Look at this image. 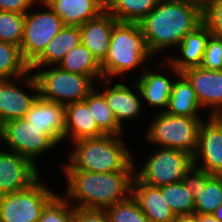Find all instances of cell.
Masks as SVG:
<instances>
[{"instance_id": "1", "label": "cell", "mask_w": 222, "mask_h": 222, "mask_svg": "<svg viewBox=\"0 0 222 222\" xmlns=\"http://www.w3.org/2000/svg\"><path fill=\"white\" fill-rule=\"evenodd\" d=\"M203 23V7L186 0H160L139 22L153 55L170 46L177 47Z\"/></svg>"}, {"instance_id": "2", "label": "cell", "mask_w": 222, "mask_h": 222, "mask_svg": "<svg viewBox=\"0 0 222 222\" xmlns=\"http://www.w3.org/2000/svg\"><path fill=\"white\" fill-rule=\"evenodd\" d=\"M63 171L67 179V188L63 197L69 202L72 200L78 202L74 207L106 209L131 195L135 171L106 173Z\"/></svg>"}, {"instance_id": "3", "label": "cell", "mask_w": 222, "mask_h": 222, "mask_svg": "<svg viewBox=\"0 0 222 222\" xmlns=\"http://www.w3.org/2000/svg\"><path fill=\"white\" fill-rule=\"evenodd\" d=\"M121 135H103L96 138L80 139L74 142L68 164L64 170L86 172L135 171L132 154L124 145Z\"/></svg>"}, {"instance_id": "4", "label": "cell", "mask_w": 222, "mask_h": 222, "mask_svg": "<svg viewBox=\"0 0 222 222\" xmlns=\"http://www.w3.org/2000/svg\"><path fill=\"white\" fill-rule=\"evenodd\" d=\"M153 56L139 23L117 22L112 29L108 54L101 63L103 78L123 76Z\"/></svg>"}, {"instance_id": "5", "label": "cell", "mask_w": 222, "mask_h": 222, "mask_svg": "<svg viewBox=\"0 0 222 222\" xmlns=\"http://www.w3.org/2000/svg\"><path fill=\"white\" fill-rule=\"evenodd\" d=\"M29 68L33 73L39 87V97L56 102L58 104L68 105L70 103L83 101L94 89L91 76L71 73L62 70L59 66L52 69Z\"/></svg>"}, {"instance_id": "6", "label": "cell", "mask_w": 222, "mask_h": 222, "mask_svg": "<svg viewBox=\"0 0 222 222\" xmlns=\"http://www.w3.org/2000/svg\"><path fill=\"white\" fill-rule=\"evenodd\" d=\"M146 130V139L159 147L172 148L192 157L197 149L198 130L202 119L175 116L161 112Z\"/></svg>"}, {"instance_id": "7", "label": "cell", "mask_w": 222, "mask_h": 222, "mask_svg": "<svg viewBox=\"0 0 222 222\" xmlns=\"http://www.w3.org/2000/svg\"><path fill=\"white\" fill-rule=\"evenodd\" d=\"M40 177L28 188L0 195V222H39L42 210L57 195Z\"/></svg>"}, {"instance_id": "8", "label": "cell", "mask_w": 222, "mask_h": 222, "mask_svg": "<svg viewBox=\"0 0 222 222\" xmlns=\"http://www.w3.org/2000/svg\"><path fill=\"white\" fill-rule=\"evenodd\" d=\"M153 153L143 167L134 172L141 183L150 186L161 187L181 182L193 164V157L180 150L159 147Z\"/></svg>"}, {"instance_id": "9", "label": "cell", "mask_w": 222, "mask_h": 222, "mask_svg": "<svg viewBox=\"0 0 222 222\" xmlns=\"http://www.w3.org/2000/svg\"><path fill=\"white\" fill-rule=\"evenodd\" d=\"M39 3L45 7V10L41 12L28 11L25 14L20 52L23 60L28 65L43 52L46 45L65 26L62 19L46 1L39 0Z\"/></svg>"}, {"instance_id": "10", "label": "cell", "mask_w": 222, "mask_h": 222, "mask_svg": "<svg viewBox=\"0 0 222 222\" xmlns=\"http://www.w3.org/2000/svg\"><path fill=\"white\" fill-rule=\"evenodd\" d=\"M4 141L10 151L28 158H36L57 144L39 128L24 118L9 120L0 126V142Z\"/></svg>"}, {"instance_id": "11", "label": "cell", "mask_w": 222, "mask_h": 222, "mask_svg": "<svg viewBox=\"0 0 222 222\" xmlns=\"http://www.w3.org/2000/svg\"><path fill=\"white\" fill-rule=\"evenodd\" d=\"M193 164L208 174L222 175V116L209 115L201 121Z\"/></svg>"}, {"instance_id": "12", "label": "cell", "mask_w": 222, "mask_h": 222, "mask_svg": "<svg viewBox=\"0 0 222 222\" xmlns=\"http://www.w3.org/2000/svg\"><path fill=\"white\" fill-rule=\"evenodd\" d=\"M30 73L29 71L22 76V83L24 82L25 86L36 92L33 95L23 92L17 83L15 85L13 79L0 80V126L9 120L23 118L39 98L38 83L34 74L30 75Z\"/></svg>"}, {"instance_id": "13", "label": "cell", "mask_w": 222, "mask_h": 222, "mask_svg": "<svg viewBox=\"0 0 222 222\" xmlns=\"http://www.w3.org/2000/svg\"><path fill=\"white\" fill-rule=\"evenodd\" d=\"M38 169L16 152L0 151V195L28 188L40 177Z\"/></svg>"}, {"instance_id": "14", "label": "cell", "mask_w": 222, "mask_h": 222, "mask_svg": "<svg viewBox=\"0 0 222 222\" xmlns=\"http://www.w3.org/2000/svg\"><path fill=\"white\" fill-rule=\"evenodd\" d=\"M182 74L192 84L200 106L209 107L210 116H222V71L198 66L188 68Z\"/></svg>"}, {"instance_id": "15", "label": "cell", "mask_w": 222, "mask_h": 222, "mask_svg": "<svg viewBox=\"0 0 222 222\" xmlns=\"http://www.w3.org/2000/svg\"><path fill=\"white\" fill-rule=\"evenodd\" d=\"M103 82L102 85L105 89H102V94L105 96V100L109 108L114 113L117 123L123 128L124 121H128L131 118H137L140 116V110H142V102H141V91L138 84L135 82L133 84V88L126 86V84L116 83L113 86L111 85L110 81L112 79H104L102 78L100 82ZM136 90L138 94L133 91Z\"/></svg>"}, {"instance_id": "16", "label": "cell", "mask_w": 222, "mask_h": 222, "mask_svg": "<svg viewBox=\"0 0 222 222\" xmlns=\"http://www.w3.org/2000/svg\"><path fill=\"white\" fill-rule=\"evenodd\" d=\"M23 118L46 133L57 145L64 141L65 105L39 97Z\"/></svg>"}, {"instance_id": "17", "label": "cell", "mask_w": 222, "mask_h": 222, "mask_svg": "<svg viewBox=\"0 0 222 222\" xmlns=\"http://www.w3.org/2000/svg\"><path fill=\"white\" fill-rule=\"evenodd\" d=\"M118 21L106 10L98 17L79 26L81 42L101 64L109 50L112 29Z\"/></svg>"}, {"instance_id": "18", "label": "cell", "mask_w": 222, "mask_h": 222, "mask_svg": "<svg viewBox=\"0 0 222 222\" xmlns=\"http://www.w3.org/2000/svg\"><path fill=\"white\" fill-rule=\"evenodd\" d=\"M131 195L150 222H176L161 187L141 183L135 176L132 181Z\"/></svg>"}, {"instance_id": "19", "label": "cell", "mask_w": 222, "mask_h": 222, "mask_svg": "<svg viewBox=\"0 0 222 222\" xmlns=\"http://www.w3.org/2000/svg\"><path fill=\"white\" fill-rule=\"evenodd\" d=\"M65 26H81L105 11V0H44Z\"/></svg>"}, {"instance_id": "20", "label": "cell", "mask_w": 222, "mask_h": 222, "mask_svg": "<svg viewBox=\"0 0 222 222\" xmlns=\"http://www.w3.org/2000/svg\"><path fill=\"white\" fill-rule=\"evenodd\" d=\"M104 134L98 129L88 104L83 100L65 105V137L75 142L80 139L96 138Z\"/></svg>"}, {"instance_id": "21", "label": "cell", "mask_w": 222, "mask_h": 222, "mask_svg": "<svg viewBox=\"0 0 222 222\" xmlns=\"http://www.w3.org/2000/svg\"><path fill=\"white\" fill-rule=\"evenodd\" d=\"M80 43L82 42L79 26H64L29 65V68L58 66L64 56Z\"/></svg>"}, {"instance_id": "22", "label": "cell", "mask_w": 222, "mask_h": 222, "mask_svg": "<svg viewBox=\"0 0 222 222\" xmlns=\"http://www.w3.org/2000/svg\"><path fill=\"white\" fill-rule=\"evenodd\" d=\"M211 35L208 27L203 23L195 31L187 34L177 46L182 56L181 58H167V62L176 72L182 73L184 70L200 66L206 43Z\"/></svg>"}, {"instance_id": "23", "label": "cell", "mask_w": 222, "mask_h": 222, "mask_svg": "<svg viewBox=\"0 0 222 222\" xmlns=\"http://www.w3.org/2000/svg\"><path fill=\"white\" fill-rule=\"evenodd\" d=\"M168 65L170 66V69L173 71L174 75H177L179 80L174 79L166 113L175 116L201 118L198 116V110L202 107L198 102L192 84L182 73L176 72L169 63Z\"/></svg>"}, {"instance_id": "24", "label": "cell", "mask_w": 222, "mask_h": 222, "mask_svg": "<svg viewBox=\"0 0 222 222\" xmlns=\"http://www.w3.org/2000/svg\"><path fill=\"white\" fill-rule=\"evenodd\" d=\"M173 80L166 77V75H160L159 73H153L146 71L138 77L136 83L138 84L142 98L150 106H157L164 110L160 112H166L169 99L172 92Z\"/></svg>"}, {"instance_id": "25", "label": "cell", "mask_w": 222, "mask_h": 222, "mask_svg": "<svg viewBox=\"0 0 222 222\" xmlns=\"http://www.w3.org/2000/svg\"><path fill=\"white\" fill-rule=\"evenodd\" d=\"M58 66L67 72L91 76L94 80L103 78L101 64L83 43L67 53Z\"/></svg>"}, {"instance_id": "26", "label": "cell", "mask_w": 222, "mask_h": 222, "mask_svg": "<svg viewBox=\"0 0 222 222\" xmlns=\"http://www.w3.org/2000/svg\"><path fill=\"white\" fill-rule=\"evenodd\" d=\"M160 0H105V10L118 22L139 23Z\"/></svg>"}, {"instance_id": "27", "label": "cell", "mask_w": 222, "mask_h": 222, "mask_svg": "<svg viewBox=\"0 0 222 222\" xmlns=\"http://www.w3.org/2000/svg\"><path fill=\"white\" fill-rule=\"evenodd\" d=\"M94 88L84 101L94 117L98 129L104 135H121L123 128L117 123L114 113L106 103L105 96Z\"/></svg>"}, {"instance_id": "28", "label": "cell", "mask_w": 222, "mask_h": 222, "mask_svg": "<svg viewBox=\"0 0 222 222\" xmlns=\"http://www.w3.org/2000/svg\"><path fill=\"white\" fill-rule=\"evenodd\" d=\"M29 72V65L23 60L20 48L0 41V80L19 79Z\"/></svg>"}, {"instance_id": "29", "label": "cell", "mask_w": 222, "mask_h": 222, "mask_svg": "<svg viewBox=\"0 0 222 222\" xmlns=\"http://www.w3.org/2000/svg\"><path fill=\"white\" fill-rule=\"evenodd\" d=\"M162 195L172 212L177 216L194 213L195 199L184 183L161 186Z\"/></svg>"}, {"instance_id": "30", "label": "cell", "mask_w": 222, "mask_h": 222, "mask_svg": "<svg viewBox=\"0 0 222 222\" xmlns=\"http://www.w3.org/2000/svg\"><path fill=\"white\" fill-rule=\"evenodd\" d=\"M222 204V175H212L205 183V188L195 199L194 213L213 214Z\"/></svg>"}, {"instance_id": "31", "label": "cell", "mask_w": 222, "mask_h": 222, "mask_svg": "<svg viewBox=\"0 0 222 222\" xmlns=\"http://www.w3.org/2000/svg\"><path fill=\"white\" fill-rule=\"evenodd\" d=\"M25 14L0 11V41L20 48L23 39Z\"/></svg>"}, {"instance_id": "32", "label": "cell", "mask_w": 222, "mask_h": 222, "mask_svg": "<svg viewBox=\"0 0 222 222\" xmlns=\"http://www.w3.org/2000/svg\"><path fill=\"white\" fill-rule=\"evenodd\" d=\"M105 210L109 222H150L132 195Z\"/></svg>"}, {"instance_id": "33", "label": "cell", "mask_w": 222, "mask_h": 222, "mask_svg": "<svg viewBox=\"0 0 222 222\" xmlns=\"http://www.w3.org/2000/svg\"><path fill=\"white\" fill-rule=\"evenodd\" d=\"M73 214L74 206L57 194L42 210L39 222H72Z\"/></svg>"}, {"instance_id": "34", "label": "cell", "mask_w": 222, "mask_h": 222, "mask_svg": "<svg viewBox=\"0 0 222 222\" xmlns=\"http://www.w3.org/2000/svg\"><path fill=\"white\" fill-rule=\"evenodd\" d=\"M200 67L222 71V37L209 36Z\"/></svg>"}, {"instance_id": "35", "label": "cell", "mask_w": 222, "mask_h": 222, "mask_svg": "<svg viewBox=\"0 0 222 222\" xmlns=\"http://www.w3.org/2000/svg\"><path fill=\"white\" fill-rule=\"evenodd\" d=\"M203 20L211 34L222 37V0H209L206 3Z\"/></svg>"}, {"instance_id": "36", "label": "cell", "mask_w": 222, "mask_h": 222, "mask_svg": "<svg viewBox=\"0 0 222 222\" xmlns=\"http://www.w3.org/2000/svg\"><path fill=\"white\" fill-rule=\"evenodd\" d=\"M211 176V174H208L203 169L192 164V166L185 172L182 182L193 194L194 199H196L205 188V183Z\"/></svg>"}, {"instance_id": "37", "label": "cell", "mask_w": 222, "mask_h": 222, "mask_svg": "<svg viewBox=\"0 0 222 222\" xmlns=\"http://www.w3.org/2000/svg\"><path fill=\"white\" fill-rule=\"evenodd\" d=\"M72 222H109L105 209L74 207Z\"/></svg>"}, {"instance_id": "38", "label": "cell", "mask_w": 222, "mask_h": 222, "mask_svg": "<svg viewBox=\"0 0 222 222\" xmlns=\"http://www.w3.org/2000/svg\"><path fill=\"white\" fill-rule=\"evenodd\" d=\"M39 0H0V11L26 14Z\"/></svg>"}, {"instance_id": "39", "label": "cell", "mask_w": 222, "mask_h": 222, "mask_svg": "<svg viewBox=\"0 0 222 222\" xmlns=\"http://www.w3.org/2000/svg\"><path fill=\"white\" fill-rule=\"evenodd\" d=\"M176 222H199V214L191 213L177 216Z\"/></svg>"}, {"instance_id": "40", "label": "cell", "mask_w": 222, "mask_h": 222, "mask_svg": "<svg viewBox=\"0 0 222 222\" xmlns=\"http://www.w3.org/2000/svg\"><path fill=\"white\" fill-rule=\"evenodd\" d=\"M199 222H222L216 219L213 214H199Z\"/></svg>"}, {"instance_id": "41", "label": "cell", "mask_w": 222, "mask_h": 222, "mask_svg": "<svg viewBox=\"0 0 222 222\" xmlns=\"http://www.w3.org/2000/svg\"><path fill=\"white\" fill-rule=\"evenodd\" d=\"M213 215L216 219H219L222 221V204L216 208Z\"/></svg>"}, {"instance_id": "42", "label": "cell", "mask_w": 222, "mask_h": 222, "mask_svg": "<svg viewBox=\"0 0 222 222\" xmlns=\"http://www.w3.org/2000/svg\"><path fill=\"white\" fill-rule=\"evenodd\" d=\"M186 1H190L204 7L209 0H186Z\"/></svg>"}]
</instances>
